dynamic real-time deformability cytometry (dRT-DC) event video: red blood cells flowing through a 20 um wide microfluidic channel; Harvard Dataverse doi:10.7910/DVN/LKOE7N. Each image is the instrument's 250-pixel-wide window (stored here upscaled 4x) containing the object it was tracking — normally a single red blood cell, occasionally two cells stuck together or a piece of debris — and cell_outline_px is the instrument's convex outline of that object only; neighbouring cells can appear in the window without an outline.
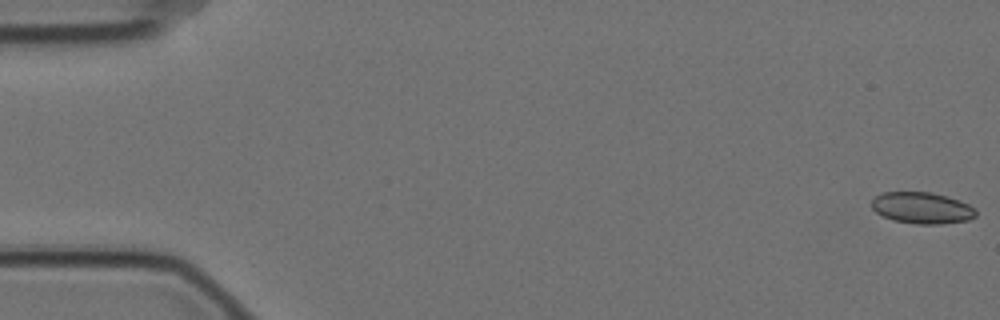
{"species": "Egyptian fruit bat (a non-hibernating species)", "species_latin": "Rousettus aegyptiacus", "temperature_condition": "cold", "stored_images_in_passage": 58, "camera_frame_rate_fps": 3000, "um_per_image_px": 0.085, "animal": {"sex": "female"}, "frame": {"image": 1, "passage_image": 1, "time_ms": 0.0, "image_size_px": [1000, 320], "cell_outline_px": [[976, 216], [968, 220], [940, 224], [916, 224], [892, 220], [876, 212], [872, 208], [872, 200], [880, 192], [932, 192], [948, 196], [960, 200], [976, 208]], "centroid_in_image_um": [78.38, 17.67], "position_along_channel_um": 6.6, "area_um2": 19.25}}
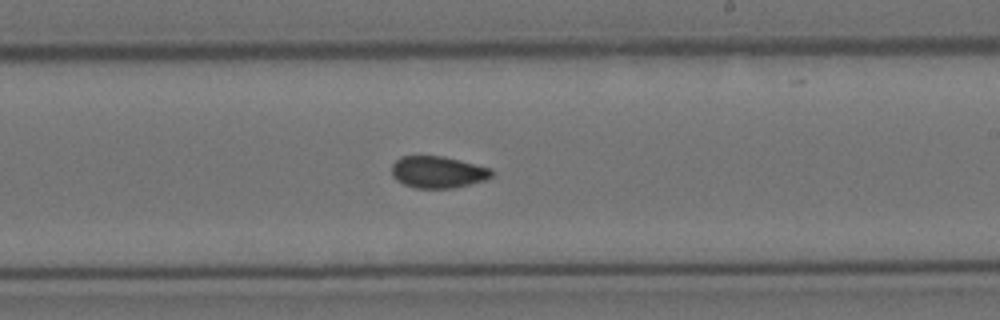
{"frame": {"image": 2, "passage_image": 34, "time_ms": 11.0, "image_size_px": [1000, 320], "cell_outline_px": [[492, 176], [484, 180], [452, 188], [416, 188], [404, 184], [396, 180], [392, 176], [392, 164], [400, 156], [444, 156], [492, 168]], "centroid_in_image_um": [37.2, 14.62], "position_along_channel_um": 251.8, "area_um2": 18.5}}
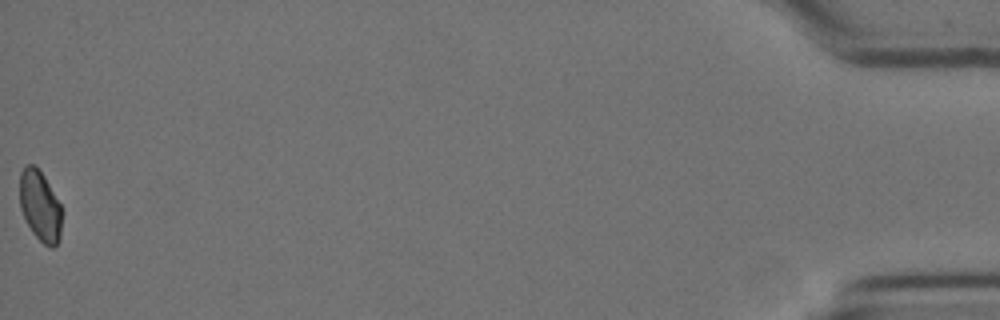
{"frame": {"image": 3, "passage_image": 58, "time_ms": 19.0, "image_size_px": [1000, 320], "cell_outline_px": [[60, 240], [52, 248], [44, 244], [32, 232], [20, 208], [20, 172], [28, 164], [32, 164], [44, 176], [60, 204]], "centroid_in_image_um": [3.39, 17.52], "position_along_channel_um": 431.8, "area_um2": 16.88}, "authors_computed_cell_mechanics": {"area_um2": 18.8428, "velocity_mm_per_s": 3.5139, "shape_relaxation_time_tau1_ms": null, "shape_relaxation_time_tau2_ms": 4.3245, "deformation_change_tau1": null, "deformation_change_tau2": 0.0735}}